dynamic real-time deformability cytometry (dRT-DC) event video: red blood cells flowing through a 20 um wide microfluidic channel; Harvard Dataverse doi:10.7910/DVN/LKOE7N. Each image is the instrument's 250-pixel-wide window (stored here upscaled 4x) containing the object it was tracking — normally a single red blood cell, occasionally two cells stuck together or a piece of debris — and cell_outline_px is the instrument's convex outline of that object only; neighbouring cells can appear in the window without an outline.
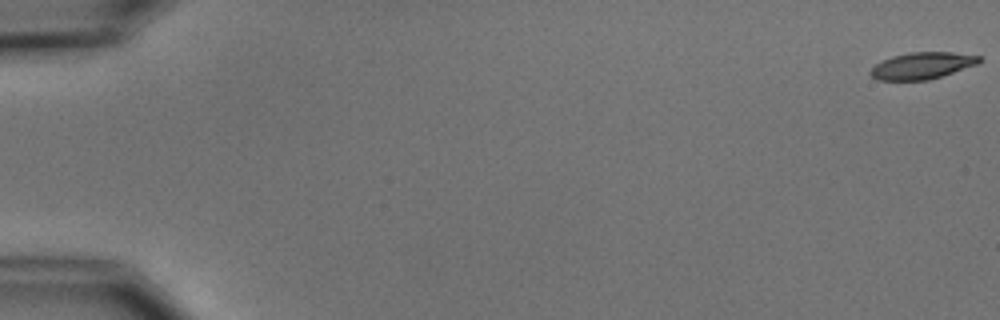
{"species": "common noctule bat (a hibernating species)", "species_latin": "Nyctalus noctula", "temperature_condition": "cold", "stored_images_in_passage": 5, "camera_frame_rate_fps": 3000, "um_per_image_px": 0.085, "animal": {"sex": "male", "body_mass_g": 15.6}, "frame": {"image": 1, "passage_image": 1, "time_ms": 0.0, "image_size_px": [1000, 320], "cell_outline_px": [[984, 60], [976, 64], [928, 80], [876, 80], [868, 72], [880, 60], [892, 56], [912, 52], [952, 52], [980, 56]], "centroid_in_image_um": [78.34, 5.57], "position_along_channel_um": 6.7, "area_um2": 16.82}}
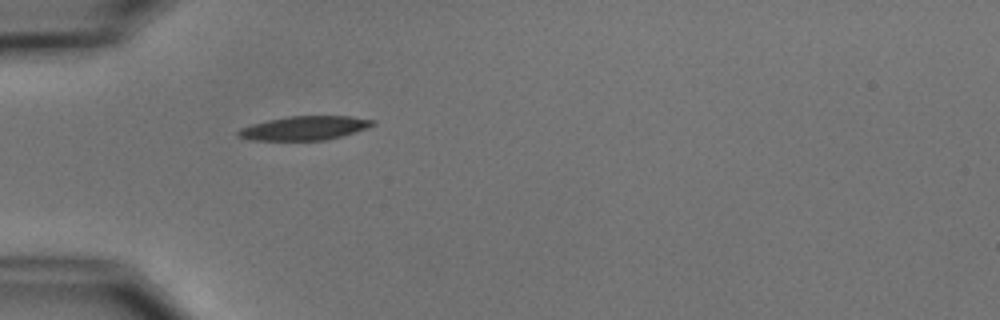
{"frame": {"image": 2, "passage_image": 5, "time_ms": 5.667, "image_size_px": [1000, 320], "cell_outline_px": [[376, 124], [368, 128], [340, 136], [324, 140], [248, 140], [236, 136], [236, 132], [240, 128], [252, 124], [268, 120], [288, 116], [352, 116], [376, 120]], "centroid_in_image_um": [25.87, 10.88], "position_along_channel_um": 59.1, "area_um2": 18.84}}